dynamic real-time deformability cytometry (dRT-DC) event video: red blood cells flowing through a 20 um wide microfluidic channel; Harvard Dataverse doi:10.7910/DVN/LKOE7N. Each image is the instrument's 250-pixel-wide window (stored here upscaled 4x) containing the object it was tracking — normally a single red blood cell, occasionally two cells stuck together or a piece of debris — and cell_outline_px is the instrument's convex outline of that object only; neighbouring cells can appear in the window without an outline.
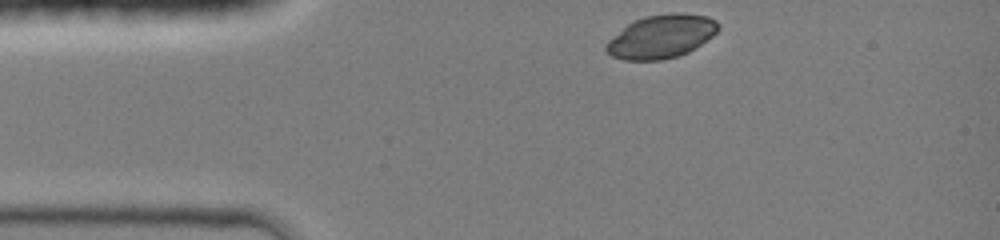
{"species": "common noctule bat (a hibernating species)", "species_latin": "Nyctalus noctula", "temperature_condition": "room temperature", "stored_images_in_passage": 33, "camera_frame_rate_fps": 3000, "um_per_image_px": 0.085, "animal": {"sex": "female", "body_mass_g": 19.0, "forearm_length_mm": 51.5}, "frame": {"image": 1, "passage_image": 1, "time_ms": 0.0, "image_size_px": [1000, 240], "cell_outline_px": [[720, 28], [712, 36], [688, 52], [676, 56], [660, 60], [624, 60], [612, 56], [604, 48], [604, 44], [608, 40], [632, 20], [644, 16], [668, 12], [684, 12], [708, 16], [716, 20], [720, 24]], "centroid_in_image_um": [56.2, 3.07], "position_along_channel_um": 28.8, "area_um2": 28.61}}
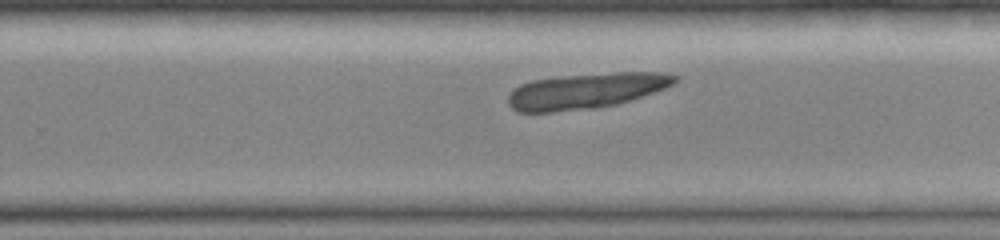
{"frame": {"image": 2, "passage_image": 22, "time_ms": 7.0, "image_size_px": [1000, 240], "cell_outline_px": [[680, 76], [672, 84], [664, 88], [616, 104], [592, 108], [552, 112], [516, 112], [508, 104], [508, 96], [520, 84], [532, 80], [564, 76], [616, 72], [664, 72]], "centroid_in_image_um": [49.79, 7.72], "position_along_channel_um": 280.0, "area_um2": 34.16}}
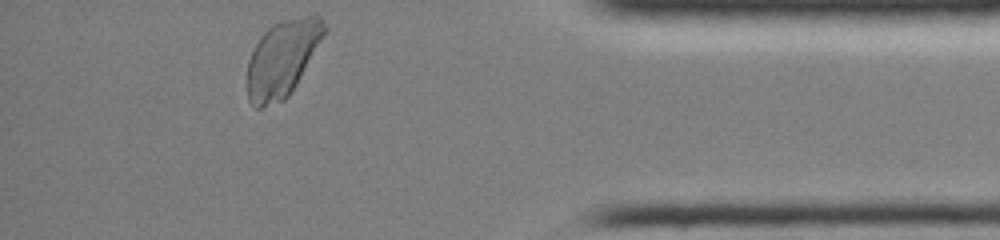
{"frame": {"image": 3, "passage_image": 33, "time_ms": 10.667, "image_size_px": [1000, 240], "cell_outline_px": [[328, 28], [324, 36], [296, 84], [288, 96], [284, 100], [260, 108], [256, 108], [248, 100], [248, 60], [260, 36], [272, 24], [312, 12], [316, 12], [320, 16]], "centroid_in_image_um": [24.03, 4.91], "position_along_channel_um": 411.2, "area_um2": 34.28}}